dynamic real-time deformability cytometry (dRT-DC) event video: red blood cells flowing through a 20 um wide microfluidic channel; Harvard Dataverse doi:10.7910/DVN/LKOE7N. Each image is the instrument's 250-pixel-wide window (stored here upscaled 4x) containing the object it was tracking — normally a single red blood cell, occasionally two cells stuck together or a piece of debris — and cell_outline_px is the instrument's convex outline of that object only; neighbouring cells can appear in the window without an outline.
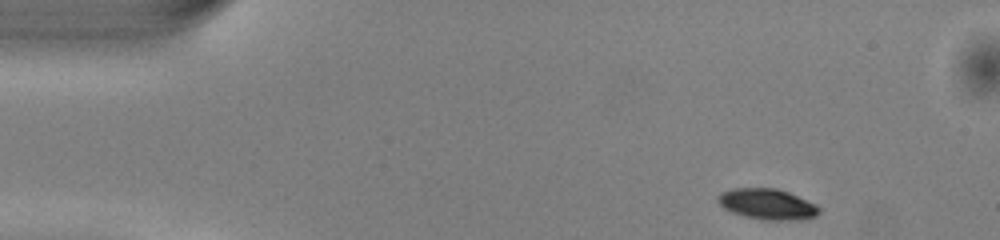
{"species": "common noctule bat (a hibernating species)", "species_latin": "Nyctalus noctula", "temperature_condition": "warm", "stored_images_in_passage": 45, "camera_frame_rate_fps": 3000, "um_per_image_px": 0.085, "animal": {"sex": "male", "body_mass_g": 13.0, "forearm_length_mm": 53.1}, "frame": {"image": 1, "passage_image": 1, "time_ms": 0.0, "image_size_px": [1000, 240], "cell_outline_px": [[820, 212], [816, 216], [788, 220], [768, 220], [744, 216], [732, 212], [724, 208], [716, 200], [716, 196], [720, 192], [732, 188], [776, 188], [788, 192], [816, 204], [820, 208]], "centroid_in_image_um": [65.18, 17.33], "position_along_channel_um": 19.8, "area_um2": 18.03}}
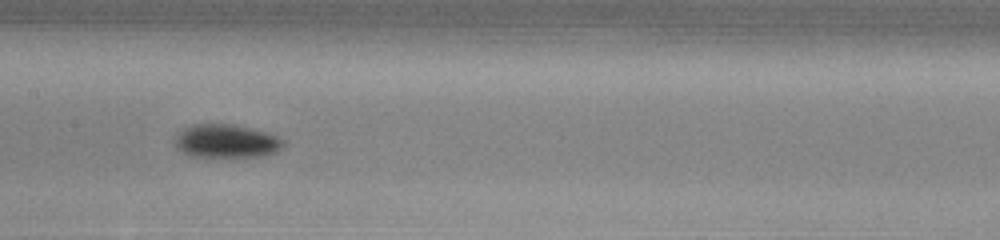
{"frame": {"image": 2, "passage_image": 20, "time_ms": 6.333, "image_size_px": [1000, 240], "cell_outline_px": [[284, 144], [276, 152], [264, 156], [188, 156], [176, 148], [172, 140], [184, 128], [192, 124], [236, 124], [268, 132], [284, 140]], "centroid_in_image_um": [19.21, 11.98], "position_along_channel_um": 188.2, "area_um2": 21.27}}
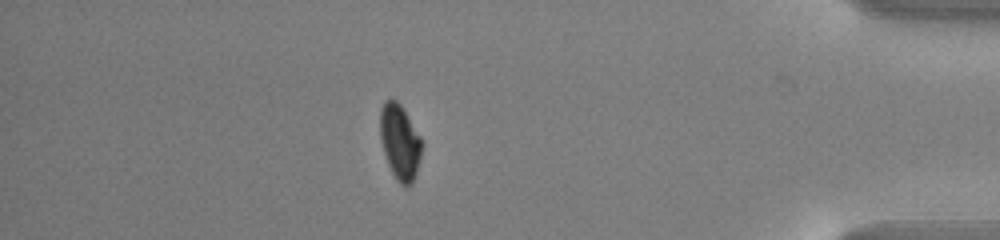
{"frame": {"image": 3, "passage_image": 39, "time_ms": 12.667, "image_size_px": [1000, 240], "cell_outline_px": [[420, 156], [416, 172], [412, 184], [400, 184], [396, 180], [388, 164], [384, 152], [380, 136], [380, 108], [384, 100], [396, 100], [400, 104], [420, 136]], "centroid_in_image_um": [33.95, 12.05], "position_along_channel_um": 401.2, "area_um2": 17.8}, "authors_computed_cell_mechanics": {"area_um2": 19.5942, "velocity_mm_per_s": 4.0649, "shape_relaxation_time_tau1_ms": 1.7073, "shape_relaxation_time_tau2_ms": null, "deformation_change_tau1": 0.0996, "deformation_change_tau2": null}}